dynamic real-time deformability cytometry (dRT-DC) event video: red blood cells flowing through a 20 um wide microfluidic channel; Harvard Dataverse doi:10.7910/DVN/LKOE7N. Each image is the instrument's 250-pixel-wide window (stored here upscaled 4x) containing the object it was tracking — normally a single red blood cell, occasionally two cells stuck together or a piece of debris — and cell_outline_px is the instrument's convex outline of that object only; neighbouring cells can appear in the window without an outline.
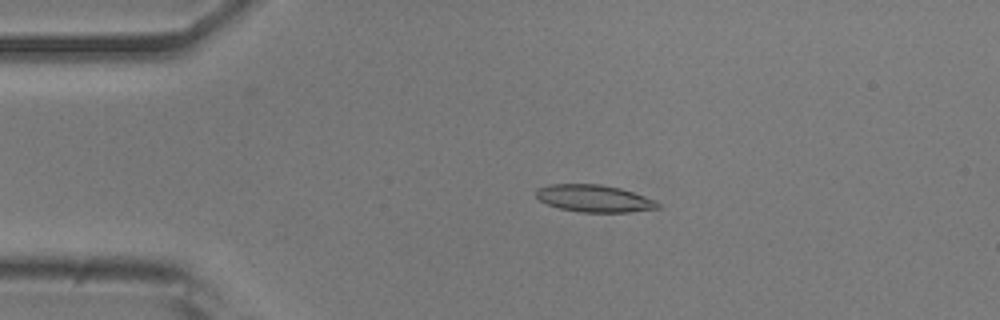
{"species": "common noctule bat (a hibernating species)", "species_latin": "Nyctalus noctula", "temperature_condition": "room temperature", "stored_images_in_passage": 44, "camera_frame_rate_fps": 3000, "um_per_image_px": 0.085, "animal": {"sex": "male", "body_mass_g": 20.5, "forearm_length_mm": 52.5}, "frame": {"image": 1, "passage_image": 3, "time_ms": 0.667, "image_size_px": [1000, 320], "cell_outline_px": [[660, 208], [628, 212], [580, 212], [560, 208], [548, 204], [540, 200], [536, 196], [536, 188], [548, 184], [600, 184], [620, 188], [656, 200], [660, 204]], "centroid_in_image_um": [50.5, 16.86], "position_along_channel_um": 34.5, "area_um2": 19.25}}
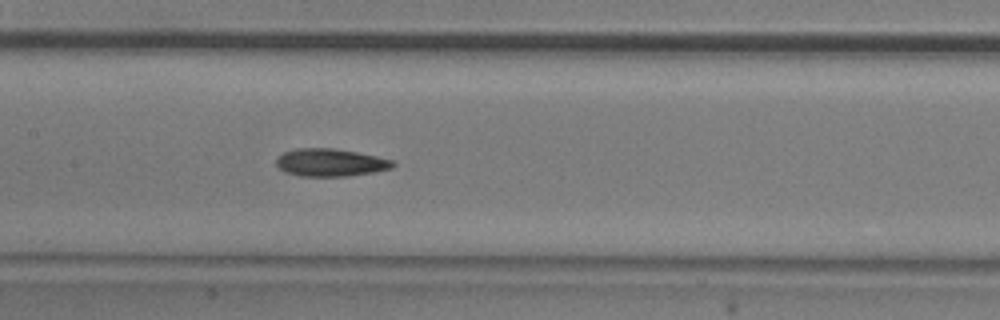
{"frame": {"image": 2, "passage_image": 17, "time_ms": 5.333, "image_size_px": [1000, 320], "cell_outline_px": [[396, 164], [392, 168], [376, 172], [348, 176], [300, 176], [284, 172], [276, 164], [276, 160], [284, 152], [296, 148], [332, 148], [356, 152], [396, 160]], "centroid_in_image_um": [28.13, 13.82], "position_along_channel_um": 179.3, "area_um2": 18.9}}
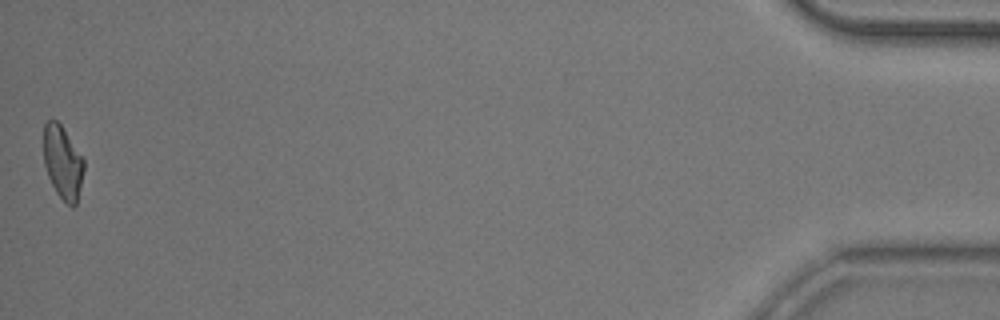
{"frame": {"image": 3, "passage_image": 44, "time_ms": 14.333, "image_size_px": [1000, 320], "cell_outline_px": [[84, 168], [76, 204], [72, 208], [56, 192], [48, 176], [44, 164], [44, 124], [48, 120], [56, 120], [60, 124], [84, 160]], "centroid_in_image_um": [5.32, 13.8], "position_along_channel_um": 429.9, "area_um2": 16.76}, "authors_computed_cell_mechanics": {"area_um2": 18.207, "velocity_mm_per_s": 3.8701, "shape_relaxation_time_tau1_ms": 6.6561, "shape_relaxation_time_tau2_ms": 11.2729, "deformation_change_tau1": 0.1815, "deformation_change_tau2": 0.2064}}